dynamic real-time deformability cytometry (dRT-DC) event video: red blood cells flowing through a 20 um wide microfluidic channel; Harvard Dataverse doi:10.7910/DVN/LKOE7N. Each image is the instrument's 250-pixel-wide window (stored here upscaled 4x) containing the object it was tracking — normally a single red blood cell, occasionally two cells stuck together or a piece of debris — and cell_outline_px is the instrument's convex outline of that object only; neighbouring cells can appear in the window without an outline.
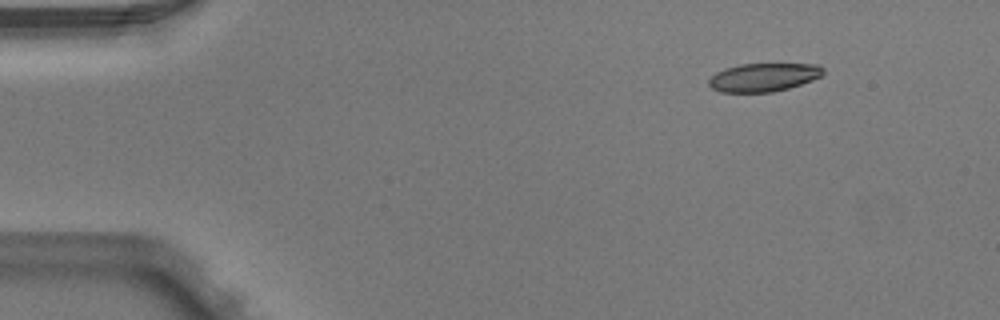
{"species": "Egyptian fruit bat (a non-hibernating species)", "species_latin": "Rousettus aegyptiacus", "temperature_condition": "warm", "stored_images_in_passage": 4, "camera_frame_rate_fps": 3000, "um_per_image_px": 0.085, "animal": {"sex": "male"}, "frame": {"image": 1, "passage_image": 1, "time_ms": 0.0, "image_size_px": [1000, 320], "cell_outline_px": [[824, 72], [820, 76], [812, 80], [788, 88], [772, 92], [720, 92], [712, 88], [708, 84], [708, 80], [716, 72], [724, 68], [740, 64], [816, 64], [824, 68]], "centroid_in_image_um": [64.88, 6.57], "position_along_channel_um": 20.1, "area_um2": 18.84}}
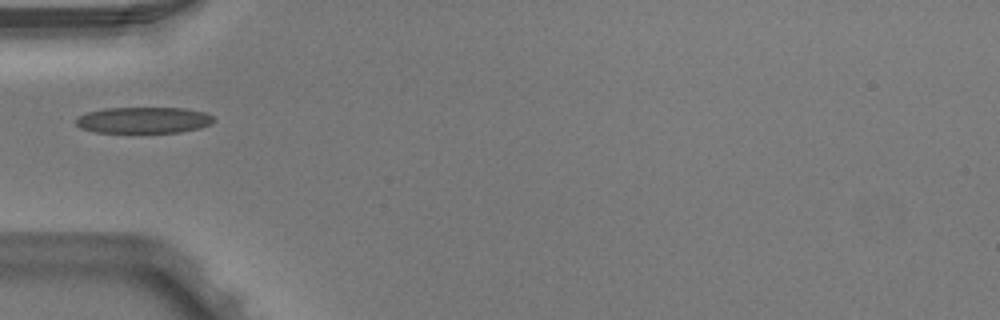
{"frame": {"image": 2, "passage_image": 4, "time_ms": 1.0, "image_size_px": [1000, 320], "cell_outline_px": [[216, 120], [212, 124], [200, 128], [180, 132], [92, 132], [80, 128], [76, 124], [76, 116], [88, 112], [104, 108], [184, 108], [204, 112], [212, 116]], "centroid_in_image_um": [12.2, 10.21], "position_along_channel_um": 72.8, "area_um2": 21.15}}